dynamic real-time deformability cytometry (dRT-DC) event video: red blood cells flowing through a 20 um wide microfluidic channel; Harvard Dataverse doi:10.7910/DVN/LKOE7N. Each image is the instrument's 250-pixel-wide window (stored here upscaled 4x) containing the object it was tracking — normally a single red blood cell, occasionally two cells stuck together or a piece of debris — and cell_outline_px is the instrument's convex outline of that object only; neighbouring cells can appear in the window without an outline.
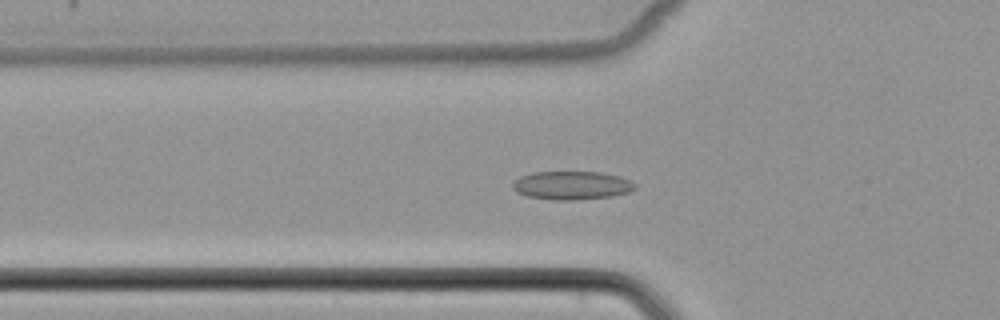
{"species": "common noctule bat (a hibernating species)", "species_latin": "Nyctalus noctula", "temperature_condition": "cold", "stored_images_in_passage": 54, "camera_frame_rate_fps": 3000, "um_per_image_px": 0.085, "animal": {"sex": "female", "body_mass_g": 22.7, "forearm_length_mm": 54.2}, "frame": {"image": 1, "passage_image": 20, "time_ms": 6.333, "image_size_px": [1000, 320], "cell_outline_px": [[636, 188], [632, 192], [612, 196], [576, 200], [552, 200], [528, 196], [516, 192], [512, 188], [512, 184], [520, 176], [532, 172], [600, 172], [620, 176], [632, 180], [636, 184]], "centroid_in_image_um": [48.64, 15.76], "position_along_channel_um": 77.2, "area_um2": 20.52}}
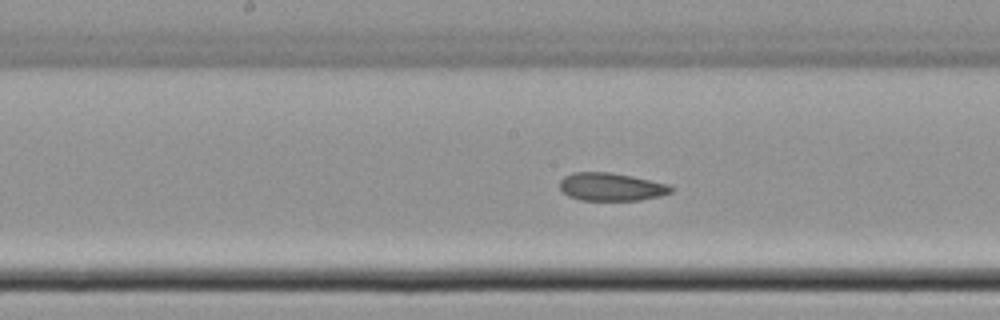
{"frame": {"image": 2, "passage_image": 29, "time_ms": 9.333, "image_size_px": [1000, 320], "cell_outline_px": [[676, 188], [672, 192], [660, 196], [640, 200], [580, 200], [568, 196], [560, 188], [560, 180], [564, 176], [572, 172], [612, 172], [632, 176], [668, 184]], "centroid_in_image_um": [51.96, 15.88], "position_along_channel_um": 196.2, "area_um2": 18.26}}
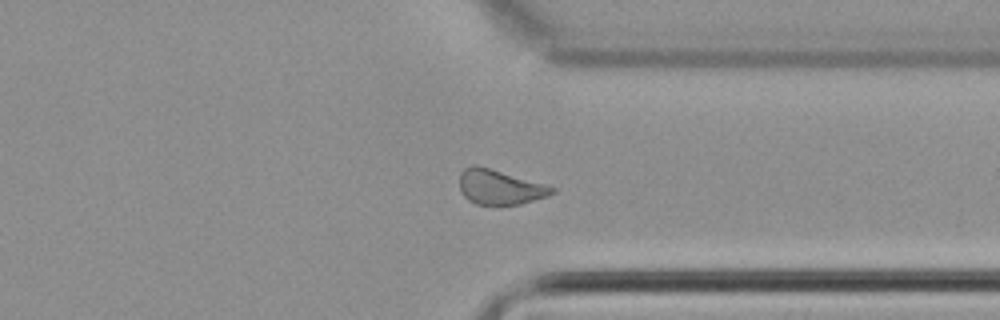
{"frame": {"image": 3, "passage_image": 42, "time_ms": 13.667, "image_size_px": [1000, 320], "cell_outline_px": [[556, 192], [548, 196], [520, 204], [500, 208], [496, 208], [476, 204], [468, 200], [464, 196], [460, 188], [460, 172], [464, 168], [472, 164], [476, 164], [556, 188]], "centroid_in_image_um": [42.45, 15.95], "position_along_channel_um": 369.0, "area_um2": 19.19}}